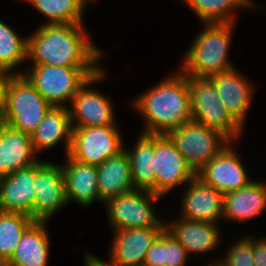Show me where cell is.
Listing matches in <instances>:
<instances>
[{"label": "cell", "mask_w": 266, "mask_h": 266, "mask_svg": "<svg viewBox=\"0 0 266 266\" xmlns=\"http://www.w3.org/2000/svg\"><path fill=\"white\" fill-rule=\"evenodd\" d=\"M90 37L84 24H42L27 37V58L40 65L101 68L103 52Z\"/></svg>", "instance_id": "cell-1"}, {"label": "cell", "mask_w": 266, "mask_h": 266, "mask_svg": "<svg viewBox=\"0 0 266 266\" xmlns=\"http://www.w3.org/2000/svg\"><path fill=\"white\" fill-rule=\"evenodd\" d=\"M179 72L133 99L134 108L145 118L146 126L141 133L166 135L192 120L188 76Z\"/></svg>", "instance_id": "cell-2"}, {"label": "cell", "mask_w": 266, "mask_h": 266, "mask_svg": "<svg viewBox=\"0 0 266 266\" xmlns=\"http://www.w3.org/2000/svg\"><path fill=\"white\" fill-rule=\"evenodd\" d=\"M203 25L182 61L180 69L186 76L210 77L234 68L228 58L234 23Z\"/></svg>", "instance_id": "cell-3"}, {"label": "cell", "mask_w": 266, "mask_h": 266, "mask_svg": "<svg viewBox=\"0 0 266 266\" xmlns=\"http://www.w3.org/2000/svg\"><path fill=\"white\" fill-rule=\"evenodd\" d=\"M101 69L33 64L22 74L51 106L64 107Z\"/></svg>", "instance_id": "cell-4"}, {"label": "cell", "mask_w": 266, "mask_h": 266, "mask_svg": "<svg viewBox=\"0 0 266 266\" xmlns=\"http://www.w3.org/2000/svg\"><path fill=\"white\" fill-rule=\"evenodd\" d=\"M192 120L219 131L229 141L242 136L243 128L226 111L209 77L188 76Z\"/></svg>", "instance_id": "cell-5"}, {"label": "cell", "mask_w": 266, "mask_h": 266, "mask_svg": "<svg viewBox=\"0 0 266 266\" xmlns=\"http://www.w3.org/2000/svg\"><path fill=\"white\" fill-rule=\"evenodd\" d=\"M52 106L23 74L11 81L3 114L13 129L32 134Z\"/></svg>", "instance_id": "cell-6"}, {"label": "cell", "mask_w": 266, "mask_h": 266, "mask_svg": "<svg viewBox=\"0 0 266 266\" xmlns=\"http://www.w3.org/2000/svg\"><path fill=\"white\" fill-rule=\"evenodd\" d=\"M159 198L151 191L135 189L108 199L105 204L112 230L165 227L153 206Z\"/></svg>", "instance_id": "cell-7"}, {"label": "cell", "mask_w": 266, "mask_h": 266, "mask_svg": "<svg viewBox=\"0 0 266 266\" xmlns=\"http://www.w3.org/2000/svg\"><path fill=\"white\" fill-rule=\"evenodd\" d=\"M166 136L195 174L230 142L219 131L193 120L169 131Z\"/></svg>", "instance_id": "cell-8"}, {"label": "cell", "mask_w": 266, "mask_h": 266, "mask_svg": "<svg viewBox=\"0 0 266 266\" xmlns=\"http://www.w3.org/2000/svg\"><path fill=\"white\" fill-rule=\"evenodd\" d=\"M119 131L117 125L72 127L68 156L82 164L98 166L124 151Z\"/></svg>", "instance_id": "cell-9"}, {"label": "cell", "mask_w": 266, "mask_h": 266, "mask_svg": "<svg viewBox=\"0 0 266 266\" xmlns=\"http://www.w3.org/2000/svg\"><path fill=\"white\" fill-rule=\"evenodd\" d=\"M155 194L163 195L188 184L195 176L183 155L166 135H154Z\"/></svg>", "instance_id": "cell-10"}, {"label": "cell", "mask_w": 266, "mask_h": 266, "mask_svg": "<svg viewBox=\"0 0 266 266\" xmlns=\"http://www.w3.org/2000/svg\"><path fill=\"white\" fill-rule=\"evenodd\" d=\"M105 76V71L101 69L88 79L72 99L71 107L68 105L72 127L116 125L110 98L89 87L101 82Z\"/></svg>", "instance_id": "cell-11"}, {"label": "cell", "mask_w": 266, "mask_h": 266, "mask_svg": "<svg viewBox=\"0 0 266 266\" xmlns=\"http://www.w3.org/2000/svg\"><path fill=\"white\" fill-rule=\"evenodd\" d=\"M34 186V221L48 222L68 204L61 165L48 161L36 163Z\"/></svg>", "instance_id": "cell-12"}, {"label": "cell", "mask_w": 266, "mask_h": 266, "mask_svg": "<svg viewBox=\"0 0 266 266\" xmlns=\"http://www.w3.org/2000/svg\"><path fill=\"white\" fill-rule=\"evenodd\" d=\"M230 143L196 173L203 183L222 194L237 191L252 181L241 162V156Z\"/></svg>", "instance_id": "cell-13"}, {"label": "cell", "mask_w": 266, "mask_h": 266, "mask_svg": "<svg viewBox=\"0 0 266 266\" xmlns=\"http://www.w3.org/2000/svg\"><path fill=\"white\" fill-rule=\"evenodd\" d=\"M226 111L244 129L247 111L253 102V85L235 67L209 77Z\"/></svg>", "instance_id": "cell-14"}, {"label": "cell", "mask_w": 266, "mask_h": 266, "mask_svg": "<svg viewBox=\"0 0 266 266\" xmlns=\"http://www.w3.org/2000/svg\"><path fill=\"white\" fill-rule=\"evenodd\" d=\"M165 227L114 231L108 261L114 266H143L145 255Z\"/></svg>", "instance_id": "cell-15"}, {"label": "cell", "mask_w": 266, "mask_h": 266, "mask_svg": "<svg viewBox=\"0 0 266 266\" xmlns=\"http://www.w3.org/2000/svg\"><path fill=\"white\" fill-rule=\"evenodd\" d=\"M188 185L184 189L179 216L187 220L217 223L223 217V194L196 176Z\"/></svg>", "instance_id": "cell-16"}, {"label": "cell", "mask_w": 266, "mask_h": 266, "mask_svg": "<svg viewBox=\"0 0 266 266\" xmlns=\"http://www.w3.org/2000/svg\"><path fill=\"white\" fill-rule=\"evenodd\" d=\"M35 164L0 177V210L20 212L34 220Z\"/></svg>", "instance_id": "cell-17"}, {"label": "cell", "mask_w": 266, "mask_h": 266, "mask_svg": "<svg viewBox=\"0 0 266 266\" xmlns=\"http://www.w3.org/2000/svg\"><path fill=\"white\" fill-rule=\"evenodd\" d=\"M172 221L165 222V229L185 248L187 254L207 253L219 246L221 231L218 223L184 218Z\"/></svg>", "instance_id": "cell-18"}, {"label": "cell", "mask_w": 266, "mask_h": 266, "mask_svg": "<svg viewBox=\"0 0 266 266\" xmlns=\"http://www.w3.org/2000/svg\"><path fill=\"white\" fill-rule=\"evenodd\" d=\"M62 167L67 202L75 201L81 206L89 207L96 200L98 194L97 165L82 164L66 155Z\"/></svg>", "instance_id": "cell-19"}, {"label": "cell", "mask_w": 266, "mask_h": 266, "mask_svg": "<svg viewBox=\"0 0 266 266\" xmlns=\"http://www.w3.org/2000/svg\"><path fill=\"white\" fill-rule=\"evenodd\" d=\"M36 154L31 135L6 124L0 134V177L38 163Z\"/></svg>", "instance_id": "cell-20"}, {"label": "cell", "mask_w": 266, "mask_h": 266, "mask_svg": "<svg viewBox=\"0 0 266 266\" xmlns=\"http://www.w3.org/2000/svg\"><path fill=\"white\" fill-rule=\"evenodd\" d=\"M71 137L72 125L68 106H52L31 134L32 143L37 154L56 146L58 142L62 141L64 142L65 155H68Z\"/></svg>", "instance_id": "cell-21"}, {"label": "cell", "mask_w": 266, "mask_h": 266, "mask_svg": "<svg viewBox=\"0 0 266 266\" xmlns=\"http://www.w3.org/2000/svg\"><path fill=\"white\" fill-rule=\"evenodd\" d=\"M223 202L225 220L248 221L266 208V182L252 180L246 187L223 194Z\"/></svg>", "instance_id": "cell-22"}, {"label": "cell", "mask_w": 266, "mask_h": 266, "mask_svg": "<svg viewBox=\"0 0 266 266\" xmlns=\"http://www.w3.org/2000/svg\"><path fill=\"white\" fill-rule=\"evenodd\" d=\"M97 168L100 201L105 203L110 198L135 190L130 159L125 151L106 159Z\"/></svg>", "instance_id": "cell-23"}, {"label": "cell", "mask_w": 266, "mask_h": 266, "mask_svg": "<svg viewBox=\"0 0 266 266\" xmlns=\"http://www.w3.org/2000/svg\"><path fill=\"white\" fill-rule=\"evenodd\" d=\"M46 222L35 221L22 235L16 250L6 262L11 266H47L49 234Z\"/></svg>", "instance_id": "cell-24"}, {"label": "cell", "mask_w": 266, "mask_h": 266, "mask_svg": "<svg viewBox=\"0 0 266 266\" xmlns=\"http://www.w3.org/2000/svg\"><path fill=\"white\" fill-rule=\"evenodd\" d=\"M134 149H124L131 164V176L135 189L151 191L155 194L154 135L141 133Z\"/></svg>", "instance_id": "cell-25"}, {"label": "cell", "mask_w": 266, "mask_h": 266, "mask_svg": "<svg viewBox=\"0 0 266 266\" xmlns=\"http://www.w3.org/2000/svg\"><path fill=\"white\" fill-rule=\"evenodd\" d=\"M195 13L201 23H234L232 11L237 9L257 8L251 0H183ZM256 7V8H255Z\"/></svg>", "instance_id": "cell-26"}, {"label": "cell", "mask_w": 266, "mask_h": 266, "mask_svg": "<svg viewBox=\"0 0 266 266\" xmlns=\"http://www.w3.org/2000/svg\"><path fill=\"white\" fill-rule=\"evenodd\" d=\"M35 221L20 212L0 210V259L5 263L11 258L24 232Z\"/></svg>", "instance_id": "cell-27"}, {"label": "cell", "mask_w": 266, "mask_h": 266, "mask_svg": "<svg viewBox=\"0 0 266 266\" xmlns=\"http://www.w3.org/2000/svg\"><path fill=\"white\" fill-rule=\"evenodd\" d=\"M48 18L43 24H83L85 9L77 0H24Z\"/></svg>", "instance_id": "cell-28"}, {"label": "cell", "mask_w": 266, "mask_h": 266, "mask_svg": "<svg viewBox=\"0 0 266 266\" xmlns=\"http://www.w3.org/2000/svg\"><path fill=\"white\" fill-rule=\"evenodd\" d=\"M28 38L0 20V69L13 72L27 58Z\"/></svg>", "instance_id": "cell-29"}, {"label": "cell", "mask_w": 266, "mask_h": 266, "mask_svg": "<svg viewBox=\"0 0 266 266\" xmlns=\"http://www.w3.org/2000/svg\"><path fill=\"white\" fill-rule=\"evenodd\" d=\"M225 258L219 259L215 264L208 266H254L252 253V236L242 237L240 240L229 247Z\"/></svg>", "instance_id": "cell-30"}, {"label": "cell", "mask_w": 266, "mask_h": 266, "mask_svg": "<svg viewBox=\"0 0 266 266\" xmlns=\"http://www.w3.org/2000/svg\"><path fill=\"white\" fill-rule=\"evenodd\" d=\"M166 256V229L152 242L147 250L143 266H165Z\"/></svg>", "instance_id": "cell-31"}, {"label": "cell", "mask_w": 266, "mask_h": 266, "mask_svg": "<svg viewBox=\"0 0 266 266\" xmlns=\"http://www.w3.org/2000/svg\"><path fill=\"white\" fill-rule=\"evenodd\" d=\"M187 257L185 248L166 231L165 266H186Z\"/></svg>", "instance_id": "cell-32"}, {"label": "cell", "mask_w": 266, "mask_h": 266, "mask_svg": "<svg viewBox=\"0 0 266 266\" xmlns=\"http://www.w3.org/2000/svg\"><path fill=\"white\" fill-rule=\"evenodd\" d=\"M16 74H22V72H13L0 69V111H3L6 104L7 92L11 81Z\"/></svg>", "instance_id": "cell-33"}, {"label": "cell", "mask_w": 266, "mask_h": 266, "mask_svg": "<svg viewBox=\"0 0 266 266\" xmlns=\"http://www.w3.org/2000/svg\"><path fill=\"white\" fill-rule=\"evenodd\" d=\"M252 253L254 266H266V238H252Z\"/></svg>", "instance_id": "cell-34"}, {"label": "cell", "mask_w": 266, "mask_h": 266, "mask_svg": "<svg viewBox=\"0 0 266 266\" xmlns=\"http://www.w3.org/2000/svg\"><path fill=\"white\" fill-rule=\"evenodd\" d=\"M85 261H84V266H114L110 262H105L99 259L97 256L92 255L90 253H86L84 256Z\"/></svg>", "instance_id": "cell-35"}, {"label": "cell", "mask_w": 266, "mask_h": 266, "mask_svg": "<svg viewBox=\"0 0 266 266\" xmlns=\"http://www.w3.org/2000/svg\"><path fill=\"white\" fill-rule=\"evenodd\" d=\"M5 125H6L5 116L3 114V111H0V134Z\"/></svg>", "instance_id": "cell-36"}, {"label": "cell", "mask_w": 266, "mask_h": 266, "mask_svg": "<svg viewBox=\"0 0 266 266\" xmlns=\"http://www.w3.org/2000/svg\"><path fill=\"white\" fill-rule=\"evenodd\" d=\"M81 5L82 7L85 9L87 7V5H89L90 1L91 0H77ZM89 2V3H88Z\"/></svg>", "instance_id": "cell-37"}, {"label": "cell", "mask_w": 266, "mask_h": 266, "mask_svg": "<svg viewBox=\"0 0 266 266\" xmlns=\"http://www.w3.org/2000/svg\"><path fill=\"white\" fill-rule=\"evenodd\" d=\"M5 262L0 259V266H4Z\"/></svg>", "instance_id": "cell-38"}]
</instances>
